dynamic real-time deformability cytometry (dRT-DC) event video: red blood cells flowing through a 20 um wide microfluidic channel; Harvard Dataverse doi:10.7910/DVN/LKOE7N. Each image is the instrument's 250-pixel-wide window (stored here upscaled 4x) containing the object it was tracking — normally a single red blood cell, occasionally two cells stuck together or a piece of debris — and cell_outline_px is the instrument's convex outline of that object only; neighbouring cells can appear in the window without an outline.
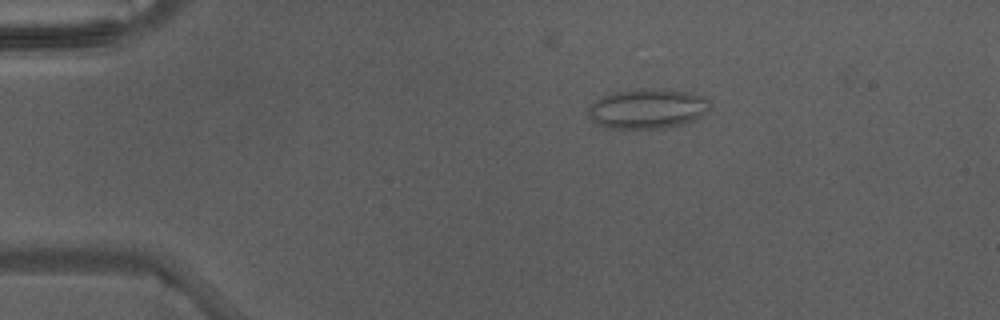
{"species": "Egyptian fruit bat (a non-hibernating species)", "species_latin": "Rousettus aegyptiacus", "temperature_condition": "warm", "stored_images_in_passage": 5, "camera_frame_rate_fps": 3000, "um_per_image_px": 0.085, "animal": {"sex": "male"}, "frame": {"image": 1, "passage_image": 3, "time_ms": 0.667, "image_size_px": [1000, 320], "cell_outline_px": [[712, 100], [708, 112], [696, 120], [664, 128], [604, 128], [596, 124], [588, 116], [588, 104], [600, 96], [616, 92], [692, 92], [704, 96]], "centroid_in_image_um": [55.03, 9.3], "position_along_channel_um": 30.0, "area_um2": 27.63}}
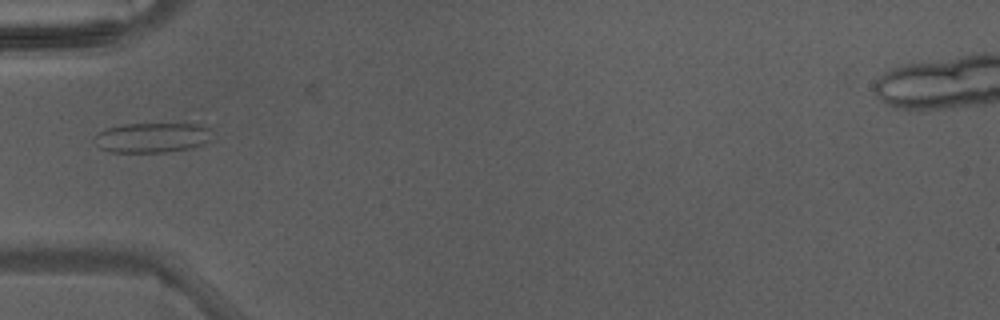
{"frame": {"image": 2, "passage_image": 5, "time_ms": 1.333, "image_size_px": [1000, 320], "cell_outline_px": [[212, 140], [204, 144], [192, 148], [164, 152], [112, 152], [100, 148], [92, 140], [100, 132], [108, 128], [124, 124], [204, 124], [212, 128]], "centroid_in_image_um": [13.02, 11.69], "position_along_channel_um": 72.0, "area_um2": 20.75}}